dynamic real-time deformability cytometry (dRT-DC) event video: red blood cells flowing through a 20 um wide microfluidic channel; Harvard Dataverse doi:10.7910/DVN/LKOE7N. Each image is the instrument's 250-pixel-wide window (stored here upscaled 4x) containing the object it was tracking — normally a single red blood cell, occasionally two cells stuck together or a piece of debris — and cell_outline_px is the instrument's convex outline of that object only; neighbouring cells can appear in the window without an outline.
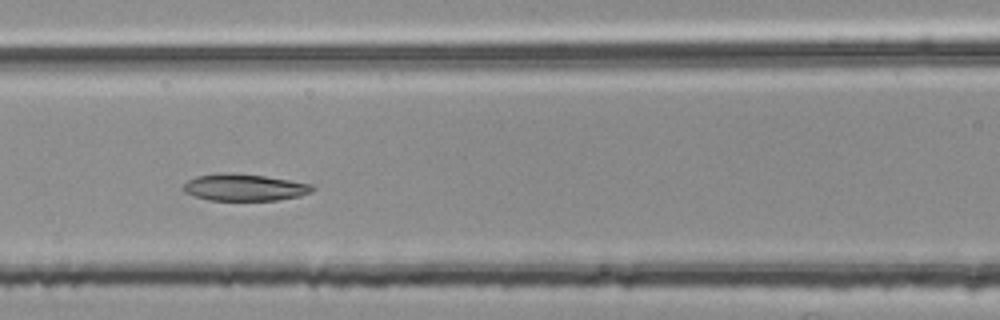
{"species": "common noctule bat (a hibernating species)", "species_latin": "Nyctalus noctula", "temperature_condition": "room temperature", "stored_images_in_passage": 47, "camera_frame_rate_fps": 3000, "um_per_image_px": 0.085, "animal": {"sex": "female", "body_mass_g": 25.1}, "frame": {"image": 1, "passage_image": 19, "time_ms": 6.0, "image_size_px": [1000, 320], "cell_outline_px": [[316, 188], [312, 192], [300, 196], [276, 200], [208, 200], [184, 192], [180, 188], [188, 180], [196, 176], [264, 176], [312, 184]], "centroid_in_image_um": [20.83, 15.98], "position_along_channel_um": 145.8, "area_um2": 19.19}}
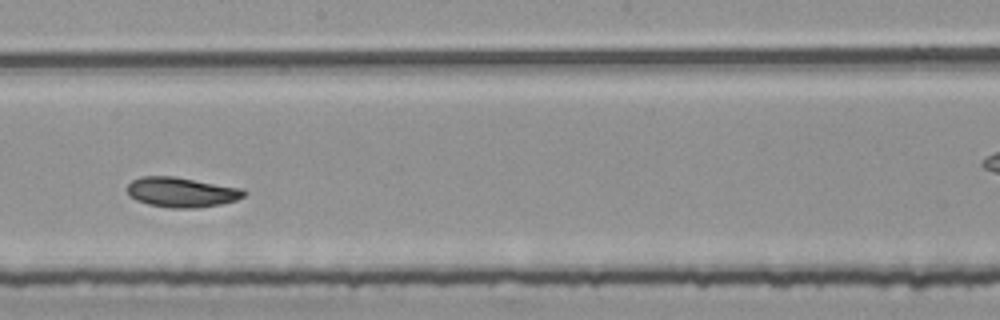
{"frame": {"image": 2, "passage_image": 26, "time_ms": 8.333, "image_size_px": [1000, 320], "cell_outline_px": [[248, 192], [244, 196], [236, 200], [220, 204], [196, 208], [168, 208], [148, 204], [136, 200], [128, 196], [128, 184], [132, 180], [140, 176], [176, 176], [244, 188]], "centroid_in_image_um": [15.45, 16.33], "position_along_channel_um": 232.8, "area_um2": 20.69}}
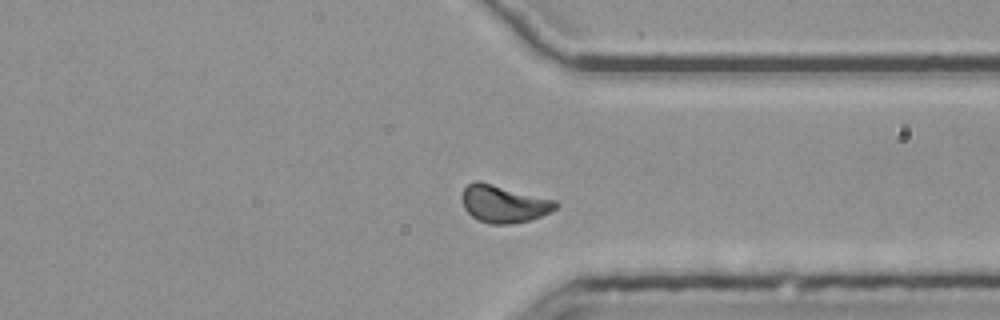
{"frame": {"image": 3, "passage_image": 37, "time_ms": 12.0, "image_size_px": [1000, 320], "cell_outline_px": [[560, 204], [552, 212], [528, 220], [512, 224], [488, 224], [472, 216], [464, 208], [464, 188], [468, 184], [476, 180], [480, 180], [556, 200]], "centroid_in_image_um": [42.87, 17.32], "position_along_channel_um": 368.5, "area_um2": 20.4}, "authors_computed_cell_mechanics": {"area_um2": 20.1722, "velocity_mm_per_s": 3.742, "shape_relaxation_time_tau1_ms": 8.3084, "shape_relaxation_time_tau2_ms": 5.4737, "deformation_change_tau1": 0.1491, "deformation_change_tau2": 0.0859}}